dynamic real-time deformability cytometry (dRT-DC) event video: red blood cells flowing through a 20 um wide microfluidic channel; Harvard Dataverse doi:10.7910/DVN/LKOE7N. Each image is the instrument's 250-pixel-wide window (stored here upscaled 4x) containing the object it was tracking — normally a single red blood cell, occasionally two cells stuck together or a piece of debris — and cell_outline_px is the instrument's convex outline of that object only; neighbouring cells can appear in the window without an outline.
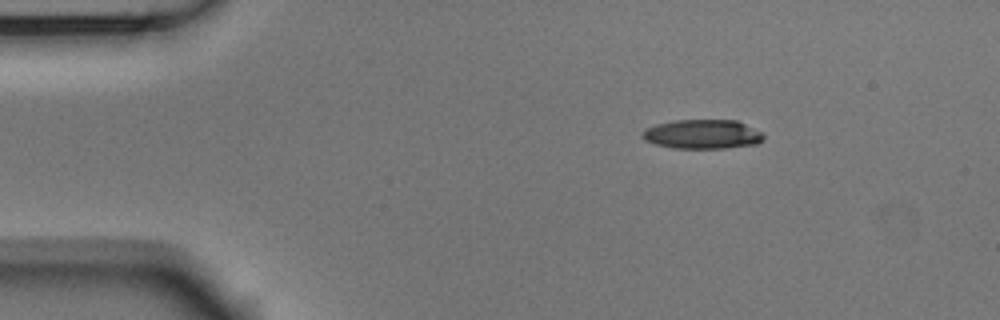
{"species": "Egyptian fruit bat (a non-hibernating species)", "species_latin": "Rousettus aegyptiacus", "temperature_condition": "room temperature", "stored_images_in_passage": 3, "camera_frame_rate_fps": 3000, "um_per_image_px": 0.085, "animal": {"sex": "male"}, "frame": {"image": 1, "passage_image": 1, "time_ms": 0.0, "image_size_px": [1000, 320], "cell_outline_px": [[764, 140], [756, 144], [724, 148], [672, 148], [656, 144], [644, 140], [640, 136], [640, 132], [644, 128], [656, 124], [676, 120], [736, 120], [764, 132]], "centroid_in_image_um": [59.69, 11.4], "position_along_channel_um": 25.3, "area_um2": 20.92}}